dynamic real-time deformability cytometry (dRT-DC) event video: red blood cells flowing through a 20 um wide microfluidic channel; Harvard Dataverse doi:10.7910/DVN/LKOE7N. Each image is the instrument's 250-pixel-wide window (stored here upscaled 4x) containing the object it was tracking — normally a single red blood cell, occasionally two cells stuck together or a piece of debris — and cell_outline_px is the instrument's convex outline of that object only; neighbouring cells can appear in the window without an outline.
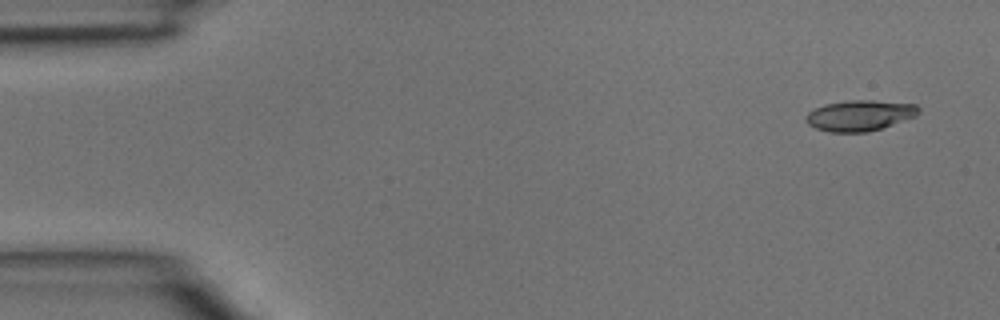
{"species": "common noctule bat (a hibernating species)", "species_latin": "Nyctalus noctula", "temperature_condition": "room temperature", "stored_images_in_passage": 2, "camera_frame_rate_fps": 3000, "um_per_image_px": 0.085, "animal": {"sex": "male", "body_mass_g": 15.6}, "frame": {"image": 1, "passage_image": 2, "time_ms": 0.333, "image_size_px": [1000, 320], "cell_outline_px": [[920, 112], [916, 116], [868, 132], [828, 132], [816, 128], [808, 124], [804, 120], [804, 116], [808, 112], [824, 104], [848, 100], [872, 100], [916, 104], [920, 108]], "centroid_in_image_um": [73.05, 9.81], "position_along_channel_um": 11.9, "area_um2": 20.23}}